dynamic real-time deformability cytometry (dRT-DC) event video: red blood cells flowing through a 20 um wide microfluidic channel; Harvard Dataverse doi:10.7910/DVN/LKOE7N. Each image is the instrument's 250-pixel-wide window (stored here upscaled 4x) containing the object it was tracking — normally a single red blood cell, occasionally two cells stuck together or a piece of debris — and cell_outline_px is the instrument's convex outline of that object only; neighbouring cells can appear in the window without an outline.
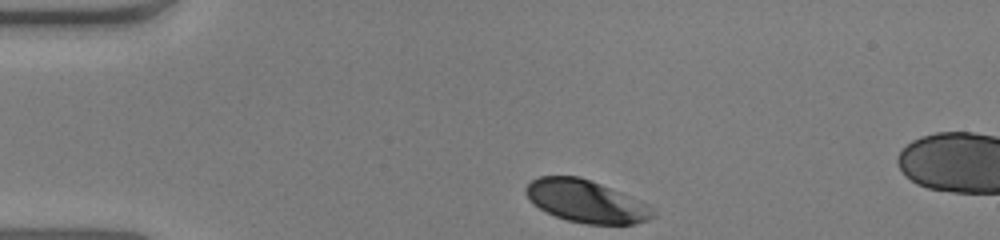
{"species": "human", "species_latin": "Homo sapiens", "temperature_condition": "warm", "stored_images_in_passage": 34, "camera_frame_rate_fps": 3000, "um_per_image_px": 0.085, "donor": {"sex": "male"}, "frame": {"image": 1, "passage_image": 1, "time_ms": 0.0, "image_size_px": [1000, 240], "cell_outline_px": [[656, 216], [648, 220], [632, 224], [588, 224], [568, 220], [556, 216], [532, 204], [528, 200], [524, 192], [524, 188], [532, 180], [540, 176], [580, 176], [620, 192], [648, 204], [656, 212]], "centroid_in_image_um": [49.8, 17.11], "position_along_channel_um": 35.2, "area_um2": 31.33}}
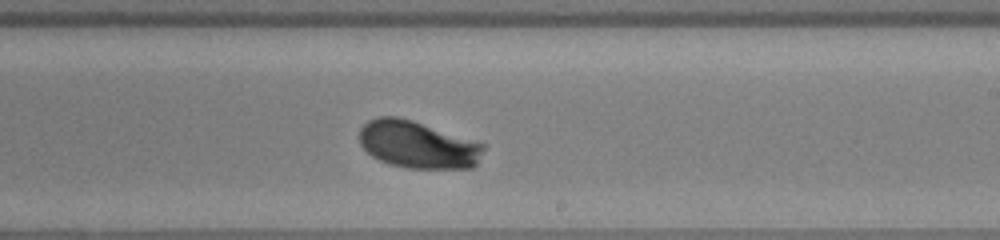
{"frame": {"image": 2, "passage_image": 22, "time_ms": 7.0, "image_size_px": [1000, 240], "cell_outline_px": [[488, 144], [476, 164], [472, 168], [408, 168], [388, 164], [372, 156], [360, 144], [360, 128], [368, 120], [376, 116], [396, 116], [412, 120]], "centroid_in_image_um": [35.53, 12.29], "position_along_channel_um": 253.5, "area_um2": 34.45}}
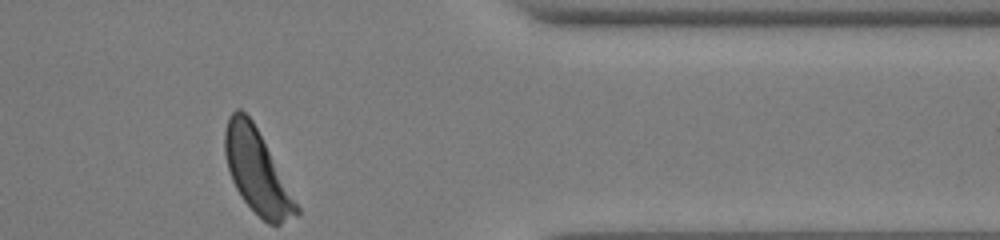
{"frame": {"image": 3, "passage_image": 34, "time_ms": 11.0, "image_size_px": [1000, 240], "cell_outline_px": [[300, 212], [296, 216], [280, 224], [268, 224], [244, 200], [236, 188], [232, 180], [228, 168], [224, 152], [224, 132], [228, 116], [236, 108], [240, 108], [252, 120], [300, 208]], "centroid_in_image_um": [21.82, 14.55], "position_along_channel_um": 389.6, "area_um2": 34.04}, "authors_computed_cell_mechanics": {"area_um2": 33.9286, "velocity_mm_per_s": 3.8397, "shape_relaxation_time_tau1_ms": 1.684, "shape_relaxation_time_tau2_ms": null, "deformation_change_tau1": 0.1315, "deformation_change_tau2": null}}